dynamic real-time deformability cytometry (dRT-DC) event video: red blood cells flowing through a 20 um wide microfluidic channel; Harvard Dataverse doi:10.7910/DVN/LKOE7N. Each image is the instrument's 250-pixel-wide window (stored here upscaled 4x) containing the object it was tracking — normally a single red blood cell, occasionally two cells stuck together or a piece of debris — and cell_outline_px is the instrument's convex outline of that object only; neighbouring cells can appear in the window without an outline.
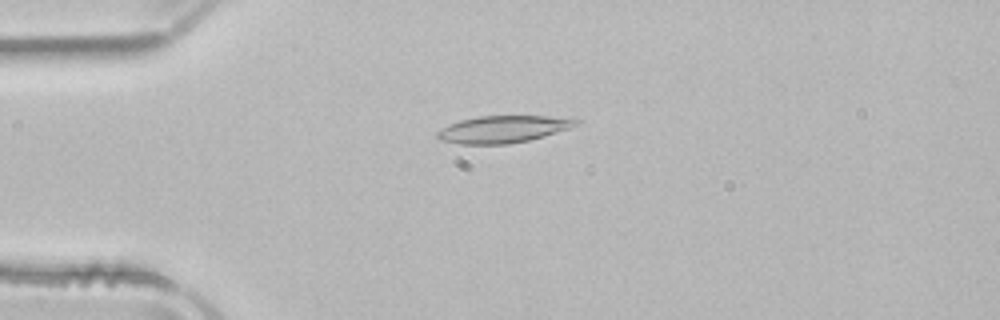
{"species": "common noctule bat (a hibernating species)", "species_latin": "Nyctalus noctula", "temperature_condition": "room temperature", "stored_images_in_passage": 42, "camera_frame_rate_fps": 3000, "um_per_image_px": 0.085, "animal": {"sex": "male", "body_mass_g": 21.5, "forearm_length_mm": 52.0}, "frame": {"image": 1, "passage_image": 3, "time_ms": 0.667, "image_size_px": [1000, 320], "cell_outline_px": [[580, 120], [576, 124], [568, 128], [544, 136], [528, 140], [508, 144], [460, 144], [440, 140], [436, 136], [436, 132], [448, 124], [460, 120], [480, 116], [548, 116]], "centroid_in_image_um": [42.68, 10.98], "position_along_channel_um": 42.3, "area_um2": 21.62}}
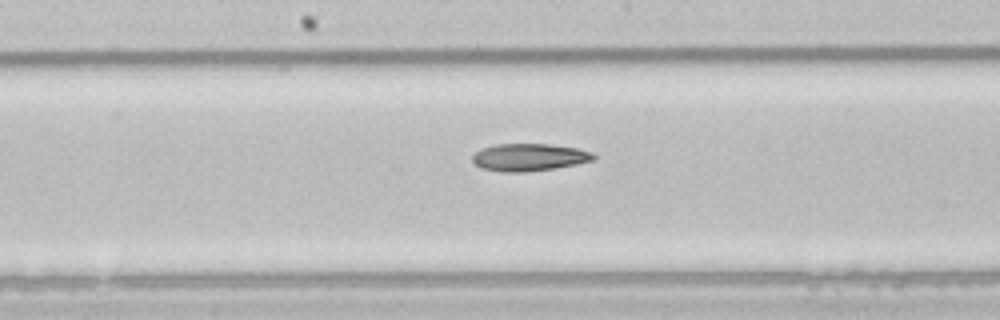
{"frame": {"image": 2, "passage_image": 17, "time_ms": 5.333, "image_size_px": [1000, 320], "cell_outline_px": [[596, 160], [556, 168], [524, 172], [504, 172], [480, 168], [472, 160], [472, 156], [476, 152], [484, 148], [496, 144], [548, 144], [576, 148], [592, 152], [596, 156]], "centroid_in_image_um": [45.0, 13.37], "position_along_channel_um": 203.2, "area_um2": 19.31}}
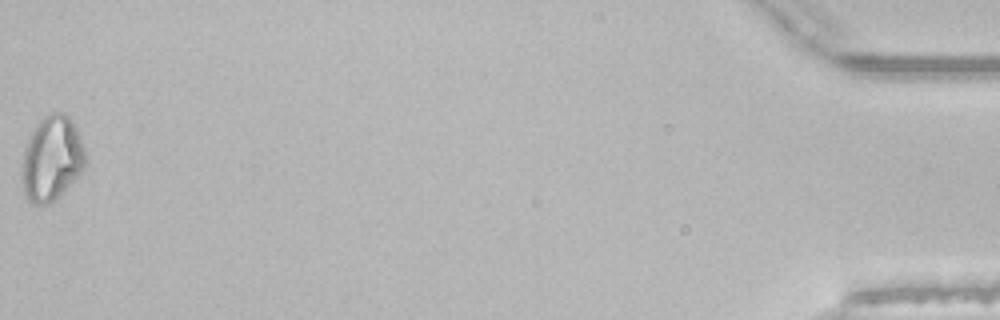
{"frame": {"image": 3, "passage_image": 42, "time_ms": 13.667, "image_size_px": [1000, 320], "cell_outline_px": [[84, 168], [56, 200], [48, 204], [32, 204], [28, 200], [24, 192], [20, 176], [20, 172], [24, 148], [28, 136], [40, 116], [52, 112], [64, 112], [72, 120], [76, 128], [84, 148]], "centroid_in_image_um": [4.34, 13.45], "position_along_channel_um": 430.9, "area_um2": 31.79}}